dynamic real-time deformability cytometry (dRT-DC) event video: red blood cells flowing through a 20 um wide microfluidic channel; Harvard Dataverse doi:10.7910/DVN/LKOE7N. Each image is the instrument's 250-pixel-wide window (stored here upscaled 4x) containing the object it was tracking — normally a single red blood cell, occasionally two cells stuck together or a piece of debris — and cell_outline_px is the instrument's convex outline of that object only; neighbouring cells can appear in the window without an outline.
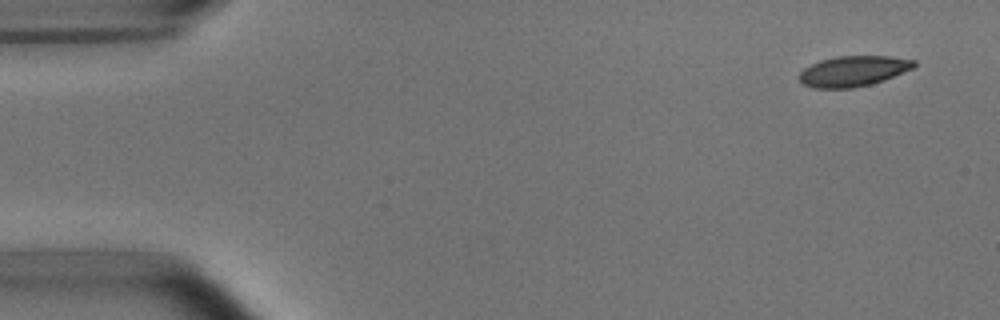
{"species": "common noctule bat (a hibernating species)", "species_latin": "Nyctalus noctula", "temperature_condition": "room temperature", "stored_images_in_passage": 5, "camera_frame_rate_fps": 3000, "um_per_image_px": 0.085, "animal": {"sex": "male", "body_mass_g": 15.6}, "frame": {"image": 1, "passage_image": 1, "time_ms": 0.0, "image_size_px": [1000, 320], "cell_outline_px": [[916, 68], [884, 80], [872, 84], [852, 88], [812, 88], [804, 84], [800, 80], [800, 72], [804, 68], [820, 60], [836, 56], [892, 56], [916, 60]], "centroid_in_image_um": [72.58, 6.04], "position_along_channel_um": 12.4, "area_um2": 20.58}}
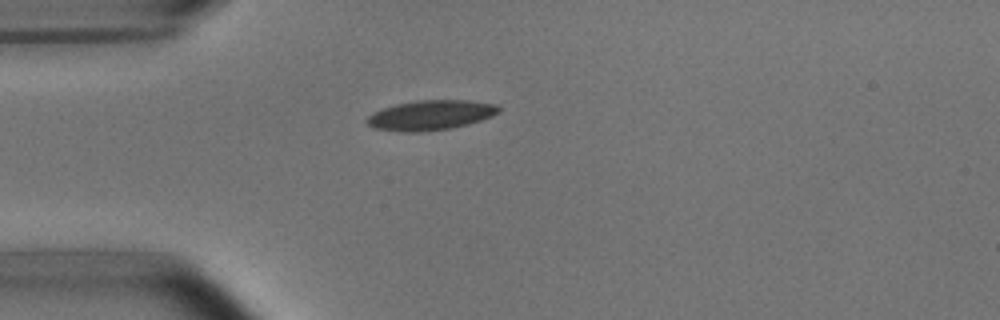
{"frame": {"image": 2, "passage_image": 4, "time_ms": 3.667, "image_size_px": [1000, 320], "cell_outline_px": [[500, 112], [492, 116], [468, 124], [452, 128], [420, 132], [400, 132], [372, 128], [364, 120], [372, 112], [396, 104], [416, 100], [468, 100], [496, 104], [500, 108]], "centroid_in_image_um": [36.57, 9.79], "position_along_channel_um": 48.4, "area_um2": 23.12}}